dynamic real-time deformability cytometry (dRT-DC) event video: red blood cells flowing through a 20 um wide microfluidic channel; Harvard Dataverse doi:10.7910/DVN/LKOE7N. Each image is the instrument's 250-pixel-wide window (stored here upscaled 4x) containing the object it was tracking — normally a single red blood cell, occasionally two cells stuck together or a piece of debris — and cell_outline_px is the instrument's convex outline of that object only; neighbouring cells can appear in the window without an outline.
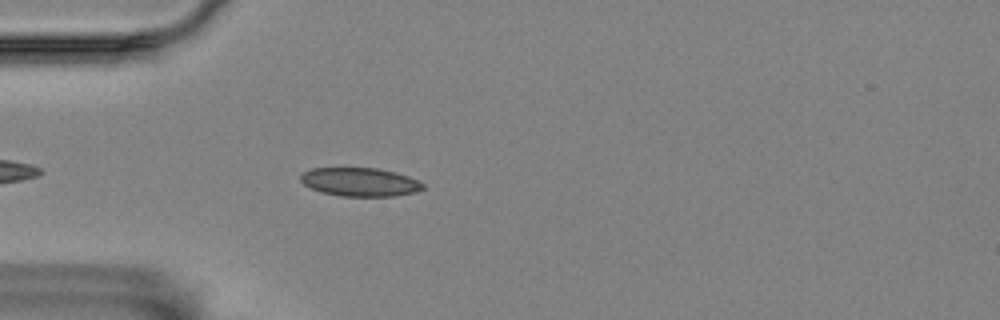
{"species": "Egyptian fruit bat (a non-hibernating species)", "species_latin": "Rousettus aegyptiacus", "temperature_condition": "room temperature", "stored_images_in_passage": 4, "camera_frame_rate_fps": 3000, "um_per_image_px": 0.085, "animal": {"sex": "female"}, "frame": {"image": 1, "passage_image": 4, "time_ms": 1.0, "image_size_px": [1000, 320], "cell_outline_px": [[424, 188], [416, 192], [392, 196], [340, 196], [320, 192], [304, 184], [300, 180], [300, 176], [304, 172], [312, 168], [376, 168], [396, 172], [408, 176], [424, 184]], "centroid_in_image_um": [30.59, 15.47], "position_along_channel_um": 54.4, "area_um2": 20.29}}